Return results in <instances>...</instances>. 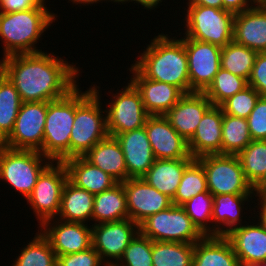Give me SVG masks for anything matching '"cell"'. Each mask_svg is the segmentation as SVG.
I'll return each instance as SVG.
<instances>
[{"mask_svg":"<svg viewBox=\"0 0 266 266\" xmlns=\"http://www.w3.org/2000/svg\"><path fill=\"white\" fill-rule=\"evenodd\" d=\"M237 157L246 180L254 187L266 174V140H252Z\"/></svg>","mask_w":266,"mask_h":266,"instance_id":"e575fe53","label":"cell"},{"mask_svg":"<svg viewBox=\"0 0 266 266\" xmlns=\"http://www.w3.org/2000/svg\"><path fill=\"white\" fill-rule=\"evenodd\" d=\"M247 122L252 140H266V97H259Z\"/></svg>","mask_w":266,"mask_h":266,"instance_id":"b9f144b4","label":"cell"},{"mask_svg":"<svg viewBox=\"0 0 266 266\" xmlns=\"http://www.w3.org/2000/svg\"><path fill=\"white\" fill-rule=\"evenodd\" d=\"M259 97L260 94L248 85L242 91L225 100L220 107L225 114L247 119Z\"/></svg>","mask_w":266,"mask_h":266,"instance_id":"60d3db41","label":"cell"},{"mask_svg":"<svg viewBox=\"0 0 266 266\" xmlns=\"http://www.w3.org/2000/svg\"><path fill=\"white\" fill-rule=\"evenodd\" d=\"M259 197V202H258V206L261 205L259 207L260 212L258 214H260L259 216L257 215V217H259L258 222L264 227V229L266 230V196H257Z\"/></svg>","mask_w":266,"mask_h":266,"instance_id":"c3c4849f","label":"cell"},{"mask_svg":"<svg viewBox=\"0 0 266 266\" xmlns=\"http://www.w3.org/2000/svg\"><path fill=\"white\" fill-rule=\"evenodd\" d=\"M250 198H252L251 195L222 194L213 196L212 236H225L232 229L243 225L241 212L244 207L242 206H244V202H250Z\"/></svg>","mask_w":266,"mask_h":266,"instance_id":"4316f807","label":"cell"},{"mask_svg":"<svg viewBox=\"0 0 266 266\" xmlns=\"http://www.w3.org/2000/svg\"><path fill=\"white\" fill-rule=\"evenodd\" d=\"M194 159L193 157L184 159H155L152 166L142 178L150 186L173 199L185 168Z\"/></svg>","mask_w":266,"mask_h":266,"instance_id":"484cf974","label":"cell"},{"mask_svg":"<svg viewBox=\"0 0 266 266\" xmlns=\"http://www.w3.org/2000/svg\"><path fill=\"white\" fill-rule=\"evenodd\" d=\"M112 97V101H109L106 107L109 135L115 137L145 126L150 115L144 108L140 92L131 82Z\"/></svg>","mask_w":266,"mask_h":266,"instance_id":"8fae6325","label":"cell"},{"mask_svg":"<svg viewBox=\"0 0 266 266\" xmlns=\"http://www.w3.org/2000/svg\"><path fill=\"white\" fill-rule=\"evenodd\" d=\"M139 232L152 241L161 242L195 244L204 237L185 209L174 204L147 217L139 224Z\"/></svg>","mask_w":266,"mask_h":266,"instance_id":"ba28073f","label":"cell"},{"mask_svg":"<svg viewBox=\"0 0 266 266\" xmlns=\"http://www.w3.org/2000/svg\"><path fill=\"white\" fill-rule=\"evenodd\" d=\"M55 219V222L53 219L45 221L40 231L49 240L56 256L84 251L92 246L91 226Z\"/></svg>","mask_w":266,"mask_h":266,"instance_id":"9a60e30c","label":"cell"},{"mask_svg":"<svg viewBox=\"0 0 266 266\" xmlns=\"http://www.w3.org/2000/svg\"><path fill=\"white\" fill-rule=\"evenodd\" d=\"M241 266H266V261L259 262V263H253V264H246V265H241Z\"/></svg>","mask_w":266,"mask_h":266,"instance_id":"db71d44e","label":"cell"},{"mask_svg":"<svg viewBox=\"0 0 266 266\" xmlns=\"http://www.w3.org/2000/svg\"><path fill=\"white\" fill-rule=\"evenodd\" d=\"M254 196H266V174L263 178L253 187Z\"/></svg>","mask_w":266,"mask_h":266,"instance_id":"f907efd6","label":"cell"},{"mask_svg":"<svg viewBox=\"0 0 266 266\" xmlns=\"http://www.w3.org/2000/svg\"><path fill=\"white\" fill-rule=\"evenodd\" d=\"M193 266H240L225 236H204L194 244Z\"/></svg>","mask_w":266,"mask_h":266,"instance_id":"83f0119b","label":"cell"},{"mask_svg":"<svg viewBox=\"0 0 266 266\" xmlns=\"http://www.w3.org/2000/svg\"><path fill=\"white\" fill-rule=\"evenodd\" d=\"M94 194L66 181L62 191L61 206L58 218L68 222L85 223L92 220Z\"/></svg>","mask_w":266,"mask_h":266,"instance_id":"f1b7e54d","label":"cell"},{"mask_svg":"<svg viewBox=\"0 0 266 266\" xmlns=\"http://www.w3.org/2000/svg\"><path fill=\"white\" fill-rule=\"evenodd\" d=\"M75 119V88L66 96L47 102L43 145L39 150L53 162L69 159V142Z\"/></svg>","mask_w":266,"mask_h":266,"instance_id":"5b68a950","label":"cell"},{"mask_svg":"<svg viewBox=\"0 0 266 266\" xmlns=\"http://www.w3.org/2000/svg\"><path fill=\"white\" fill-rule=\"evenodd\" d=\"M51 162L39 151L11 149L0 144V180L25 198L32 193L38 176Z\"/></svg>","mask_w":266,"mask_h":266,"instance_id":"8992f818","label":"cell"},{"mask_svg":"<svg viewBox=\"0 0 266 266\" xmlns=\"http://www.w3.org/2000/svg\"><path fill=\"white\" fill-rule=\"evenodd\" d=\"M45 0H0V13H14L31 8H47Z\"/></svg>","mask_w":266,"mask_h":266,"instance_id":"f6af8a7d","label":"cell"},{"mask_svg":"<svg viewBox=\"0 0 266 266\" xmlns=\"http://www.w3.org/2000/svg\"><path fill=\"white\" fill-rule=\"evenodd\" d=\"M254 6H256V0H223V9L235 14L250 9Z\"/></svg>","mask_w":266,"mask_h":266,"instance_id":"bcb514c9","label":"cell"},{"mask_svg":"<svg viewBox=\"0 0 266 266\" xmlns=\"http://www.w3.org/2000/svg\"><path fill=\"white\" fill-rule=\"evenodd\" d=\"M248 85L253 87L261 97H266V52L257 54Z\"/></svg>","mask_w":266,"mask_h":266,"instance_id":"ee69618b","label":"cell"},{"mask_svg":"<svg viewBox=\"0 0 266 266\" xmlns=\"http://www.w3.org/2000/svg\"><path fill=\"white\" fill-rule=\"evenodd\" d=\"M223 111L212 105L203 115L197 130L188 141V149L193 158L208 154H222Z\"/></svg>","mask_w":266,"mask_h":266,"instance_id":"7402d4cb","label":"cell"},{"mask_svg":"<svg viewBox=\"0 0 266 266\" xmlns=\"http://www.w3.org/2000/svg\"><path fill=\"white\" fill-rule=\"evenodd\" d=\"M209 192L207 178L202 164L195 158L186 168L172 203L182 206L197 194Z\"/></svg>","mask_w":266,"mask_h":266,"instance_id":"d590c367","label":"cell"},{"mask_svg":"<svg viewBox=\"0 0 266 266\" xmlns=\"http://www.w3.org/2000/svg\"><path fill=\"white\" fill-rule=\"evenodd\" d=\"M53 163L52 161L41 172L32 193L26 198L40 226L45 221L58 216L62 191L68 180L65 164L63 162Z\"/></svg>","mask_w":266,"mask_h":266,"instance_id":"30bf717a","label":"cell"},{"mask_svg":"<svg viewBox=\"0 0 266 266\" xmlns=\"http://www.w3.org/2000/svg\"><path fill=\"white\" fill-rule=\"evenodd\" d=\"M194 244L179 242L152 243L153 266H193Z\"/></svg>","mask_w":266,"mask_h":266,"instance_id":"d6a6232c","label":"cell"},{"mask_svg":"<svg viewBox=\"0 0 266 266\" xmlns=\"http://www.w3.org/2000/svg\"><path fill=\"white\" fill-rule=\"evenodd\" d=\"M152 243L150 238L138 232L114 266H153Z\"/></svg>","mask_w":266,"mask_h":266,"instance_id":"ab89813d","label":"cell"},{"mask_svg":"<svg viewBox=\"0 0 266 266\" xmlns=\"http://www.w3.org/2000/svg\"><path fill=\"white\" fill-rule=\"evenodd\" d=\"M233 41L256 52H266V9L254 6L235 14Z\"/></svg>","mask_w":266,"mask_h":266,"instance_id":"603a6c76","label":"cell"},{"mask_svg":"<svg viewBox=\"0 0 266 266\" xmlns=\"http://www.w3.org/2000/svg\"><path fill=\"white\" fill-rule=\"evenodd\" d=\"M56 14L48 8H31L14 13H0V38H2L3 58L17 54L43 52L35 44L47 28L55 22Z\"/></svg>","mask_w":266,"mask_h":266,"instance_id":"3957f363","label":"cell"},{"mask_svg":"<svg viewBox=\"0 0 266 266\" xmlns=\"http://www.w3.org/2000/svg\"><path fill=\"white\" fill-rule=\"evenodd\" d=\"M100 1H103V0H71V2L73 4H83V5H89V4H94V3H99ZM105 1V0H104ZM107 1V0H106ZM109 1H113V2H117L118 3V0H109Z\"/></svg>","mask_w":266,"mask_h":266,"instance_id":"816d5d0a","label":"cell"},{"mask_svg":"<svg viewBox=\"0 0 266 266\" xmlns=\"http://www.w3.org/2000/svg\"><path fill=\"white\" fill-rule=\"evenodd\" d=\"M129 80L140 92L144 108L150 116L165 115L184 95L176 86L145 78L133 65Z\"/></svg>","mask_w":266,"mask_h":266,"instance_id":"ac0fdd59","label":"cell"},{"mask_svg":"<svg viewBox=\"0 0 266 266\" xmlns=\"http://www.w3.org/2000/svg\"><path fill=\"white\" fill-rule=\"evenodd\" d=\"M63 163L67 169L68 180L76 187L94 195L118 183L111 175L90 163L84 156L69 158Z\"/></svg>","mask_w":266,"mask_h":266,"instance_id":"cb8c5ba5","label":"cell"},{"mask_svg":"<svg viewBox=\"0 0 266 266\" xmlns=\"http://www.w3.org/2000/svg\"><path fill=\"white\" fill-rule=\"evenodd\" d=\"M211 106L212 102L203 92H191L184 94L164 116L188 142L196 132L203 115Z\"/></svg>","mask_w":266,"mask_h":266,"instance_id":"d6986e66","label":"cell"},{"mask_svg":"<svg viewBox=\"0 0 266 266\" xmlns=\"http://www.w3.org/2000/svg\"><path fill=\"white\" fill-rule=\"evenodd\" d=\"M129 218L125 189L121 182L94 195L92 220L94 224ZM97 222V223H96Z\"/></svg>","mask_w":266,"mask_h":266,"instance_id":"f546056e","label":"cell"},{"mask_svg":"<svg viewBox=\"0 0 266 266\" xmlns=\"http://www.w3.org/2000/svg\"><path fill=\"white\" fill-rule=\"evenodd\" d=\"M256 6L266 9V0H256Z\"/></svg>","mask_w":266,"mask_h":266,"instance_id":"f5cc1de1","label":"cell"},{"mask_svg":"<svg viewBox=\"0 0 266 266\" xmlns=\"http://www.w3.org/2000/svg\"><path fill=\"white\" fill-rule=\"evenodd\" d=\"M187 5H202L223 9V0H188Z\"/></svg>","mask_w":266,"mask_h":266,"instance_id":"7dc6e473","label":"cell"},{"mask_svg":"<svg viewBox=\"0 0 266 266\" xmlns=\"http://www.w3.org/2000/svg\"><path fill=\"white\" fill-rule=\"evenodd\" d=\"M253 224L245 223L225 235L240 266L266 261V230L259 222Z\"/></svg>","mask_w":266,"mask_h":266,"instance_id":"44dd1931","label":"cell"},{"mask_svg":"<svg viewBox=\"0 0 266 266\" xmlns=\"http://www.w3.org/2000/svg\"><path fill=\"white\" fill-rule=\"evenodd\" d=\"M132 2L135 1L137 4H141L144 8L147 10H152L154 7L156 8L162 0H118V3H124V2Z\"/></svg>","mask_w":266,"mask_h":266,"instance_id":"681fc988","label":"cell"},{"mask_svg":"<svg viewBox=\"0 0 266 266\" xmlns=\"http://www.w3.org/2000/svg\"><path fill=\"white\" fill-rule=\"evenodd\" d=\"M145 131L155 159H184L192 157L188 142L171 126L164 115L149 116Z\"/></svg>","mask_w":266,"mask_h":266,"instance_id":"e0dca14e","label":"cell"},{"mask_svg":"<svg viewBox=\"0 0 266 266\" xmlns=\"http://www.w3.org/2000/svg\"><path fill=\"white\" fill-rule=\"evenodd\" d=\"M46 101L22 102L10 135L1 143L11 149L39 151L43 145Z\"/></svg>","mask_w":266,"mask_h":266,"instance_id":"7c38bea8","label":"cell"},{"mask_svg":"<svg viewBox=\"0 0 266 266\" xmlns=\"http://www.w3.org/2000/svg\"><path fill=\"white\" fill-rule=\"evenodd\" d=\"M251 141L247 119L223 113L222 154L237 155Z\"/></svg>","mask_w":266,"mask_h":266,"instance_id":"836d02e7","label":"cell"},{"mask_svg":"<svg viewBox=\"0 0 266 266\" xmlns=\"http://www.w3.org/2000/svg\"><path fill=\"white\" fill-rule=\"evenodd\" d=\"M182 207L204 236H212V224H208L212 223L213 195L210 192L197 194Z\"/></svg>","mask_w":266,"mask_h":266,"instance_id":"f35d334b","label":"cell"},{"mask_svg":"<svg viewBox=\"0 0 266 266\" xmlns=\"http://www.w3.org/2000/svg\"><path fill=\"white\" fill-rule=\"evenodd\" d=\"M196 159L205 170L207 188L213 196L222 194L254 196L253 187L246 180L237 155L208 154Z\"/></svg>","mask_w":266,"mask_h":266,"instance_id":"9c48e42d","label":"cell"},{"mask_svg":"<svg viewBox=\"0 0 266 266\" xmlns=\"http://www.w3.org/2000/svg\"><path fill=\"white\" fill-rule=\"evenodd\" d=\"M184 23L187 38L224 47L233 41L235 13L225 9L188 5Z\"/></svg>","mask_w":266,"mask_h":266,"instance_id":"52a82bcc","label":"cell"},{"mask_svg":"<svg viewBox=\"0 0 266 266\" xmlns=\"http://www.w3.org/2000/svg\"><path fill=\"white\" fill-rule=\"evenodd\" d=\"M106 266L100 255L90 248L66 255L57 256V266Z\"/></svg>","mask_w":266,"mask_h":266,"instance_id":"7bdbcfd3","label":"cell"},{"mask_svg":"<svg viewBox=\"0 0 266 266\" xmlns=\"http://www.w3.org/2000/svg\"><path fill=\"white\" fill-rule=\"evenodd\" d=\"M138 232L139 225L129 218L94 224L92 225V247L106 266H114Z\"/></svg>","mask_w":266,"mask_h":266,"instance_id":"5bb4252c","label":"cell"},{"mask_svg":"<svg viewBox=\"0 0 266 266\" xmlns=\"http://www.w3.org/2000/svg\"><path fill=\"white\" fill-rule=\"evenodd\" d=\"M248 86V82L233 73L220 68L212 83L203 92L214 106H220L225 100Z\"/></svg>","mask_w":266,"mask_h":266,"instance_id":"74e56055","label":"cell"},{"mask_svg":"<svg viewBox=\"0 0 266 266\" xmlns=\"http://www.w3.org/2000/svg\"><path fill=\"white\" fill-rule=\"evenodd\" d=\"M181 40L187 53L190 93L204 92L221 68L222 47L186 36Z\"/></svg>","mask_w":266,"mask_h":266,"instance_id":"4fadbf2b","label":"cell"},{"mask_svg":"<svg viewBox=\"0 0 266 266\" xmlns=\"http://www.w3.org/2000/svg\"><path fill=\"white\" fill-rule=\"evenodd\" d=\"M96 86L83 93L78 85L75 87V119L69 142V158L84 156L109 135L106 110H101L100 90Z\"/></svg>","mask_w":266,"mask_h":266,"instance_id":"277c9868","label":"cell"},{"mask_svg":"<svg viewBox=\"0 0 266 266\" xmlns=\"http://www.w3.org/2000/svg\"><path fill=\"white\" fill-rule=\"evenodd\" d=\"M2 59L0 70L13 83L22 102L57 100L77 86L78 67L55 54L43 51Z\"/></svg>","mask_w":266,"mask_h":266,"instance_id":"6da1fadb","label":"cell"},{"mask_svg":"<svg viewBox=\"0 0 266 266\" xmlns=\"http://www.w3.org/2000/svg\"><path fill=\"white\" fill-rule=\"evenodd\" d=\"M115 137L124 154L128 179L142 178L155 161L145 126Z\"/></svg>","mask_w":266,"mask_h":266,"instance_id":"ffe728a7","label":"cell"},{"mask_svg":"<svg viewBox=\"0 0 266 266\" xmlns=\"http://www.w3.org/2000/svg\"><path fill=\"white\" fill-rule=\"evenodd\" d=\"M138 57L132 65L145 78L174 85L184 94L190 93L187 53L181 39L161 33Z\"/></svg>","mask_w":266,"mask_h":266,"instance_id":"7a4b0ae2","label":"cell"},{"mask_svg":"<svg viewBox=\"0 0 266 266\" xmlns=\"http://www.w3.org/2000/svg\"><path fill=\"white\" fill-rule=\"evenodd\" d=\"M21 105L18 91L0 70V144L12 132Z\"/></svg>","mask_w":266,"mask_h":266,"instance_id":"4dcf8cb0","label":"cell"},{"mask_svg":"<svg viewBox=\"0 0 266 266\" xmlns=\"http://www.w3.org/2000/svg\"><path fill=\"white\" fill-rule=\"evenodd\" d=\"M257 54L255 50L232 41L221 49V68L248 82Z\"/></svg>","mask_w":266,"mask_h":266,"instance_id":"1f68e13d","label":"cell"},{"mask_svg":"<svg viewBox=\"0 0 266 266\" xmlns=\"http://www.w3.org/2000/svg\"><path fill=\"white\" fill-rule=\"evenodd\" d=\"M84 157L118 182L128 179L124 154L116 137L108 135L96 143Z\"/></svg>","mask_w":266,"mask_h":266,"instance_id":"d4e9b609","label":"cell"},{"mask_svg":"<svg viewBox=\"0 0 266 266\" xmlns=\"http://www.w3.org/2000/svg\"><path fill=\"white\" fill-rule=\"evenodd\" d=\"M20 251L12 266H57V256L49 240L39 230Z\"/></svg>","mask_w":266,"mask_h":266,"instance_id":"8d00e7d4","label":"cell"},{"mask_svg":"<svg viewBox=\"0 0 266 266\" xmlns=\"http://www.w3.org/2000/svg\"><path fill=\"white\" fill-rule=\"evenodd\" d=\"M125 189L129 219L138 225L150 215L173 205L172 199L150 186L143 178L121 182Z\"/></svg>","mask_w":266,"mask_h":266,"instance_id":"2e32d148","label":"cell"}]
</instances>
